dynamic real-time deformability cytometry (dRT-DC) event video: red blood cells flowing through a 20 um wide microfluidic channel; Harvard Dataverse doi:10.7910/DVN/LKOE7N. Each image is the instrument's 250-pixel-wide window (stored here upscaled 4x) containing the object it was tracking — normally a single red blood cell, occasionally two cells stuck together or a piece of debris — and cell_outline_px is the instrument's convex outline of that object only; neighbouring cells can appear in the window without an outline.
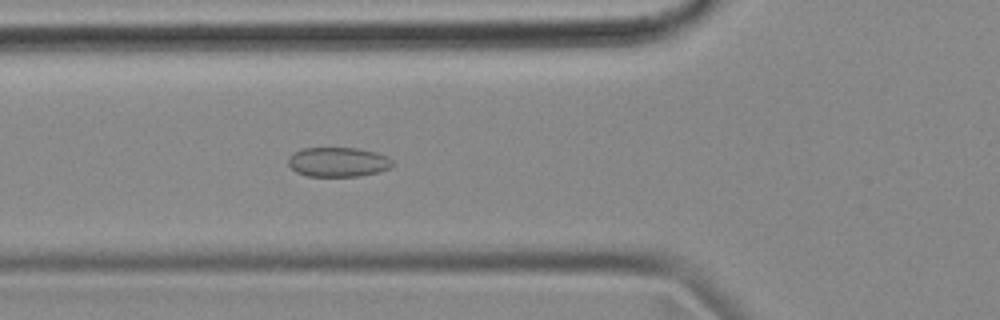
{"species": "common noctule bat (a hibernating species)", "species_latin": "Nyctalus noctula", "temperature_condition": "cold", "stored_images_in_passage": 54, "camera_frame_rate_fps": 3000, "um_per_image_px": 0.085, "animal": {"sex": "female", "body_mass_g": 18.4}, "frame": {"image": 1, "passage_image": 19, "time_ms": 6.0, "image_size_px": [1000, 320], "cell_outline_px": [[392, 168], [380, 172], [360, 176], [308, 176], [296, 172], [288, 164], [288, 156], [292, 152], [300, 148], [356, 148], [376, 152], [388, 156], [392, 160]], "centroid_in_image_um": [28.73, 13.77], "position_along_channel_um": 97.1, "area_um2": 18.21}}
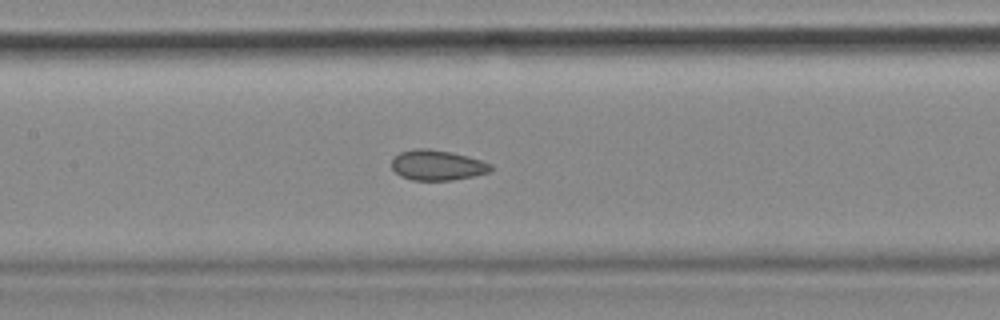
{"frame": {"image": 2, "passage_image": 25, "time_ms": 8.0, "image_size_px": [1000, 320], "cell_outline_px": [[492, 168], [488, 172], [472, 176], [452, 180], [412, 180], [400, 176], [392, 168], [392, 160], [400, 152], [412, 148], [428, 148], [452, 152], [468, 156], [492, 164]], "centroid_in_image_um": [37.15, 14.03], "position_along_channel_um": 170.3, "area_um2": 17.46}}
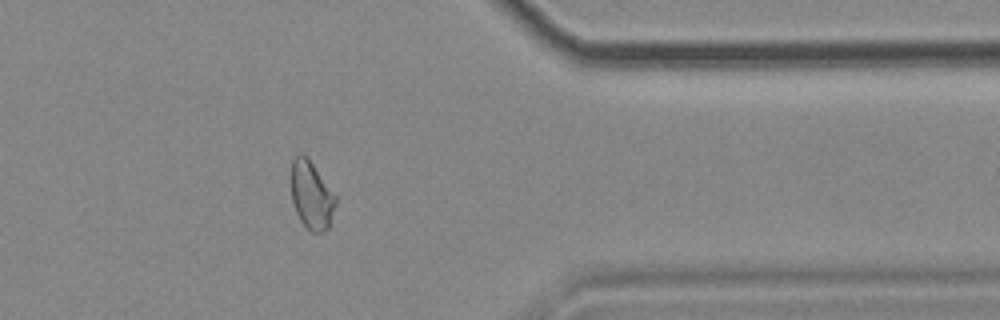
{"frame": {"image": 3, "passage_image": 44, "time_ms": 14.333, "image_size_px": [1000, 320], "cell_outline_px": [[336, 204], [328, 228], [324, 232], [312, 232], [300, 220], [296, 212], [292, 200], [292, 160], [300, 152], [308, 156], [336, 196]], "centroid_in_image_um": [26.48, 16.57], "position_along_channel_um": 384.9, "area_um2": 17.51}, "authors_computed_cell_mechanics": {"area_um2": 18.207, "velocity_mm_per_s": 3.649, "shape_relaxation_time_tau1_ms": null, "shape_relaxation_time_tau2_ms": 1.7409, "deformation_change_tau1": null, "deformation_change_tau2": 0.0696}}